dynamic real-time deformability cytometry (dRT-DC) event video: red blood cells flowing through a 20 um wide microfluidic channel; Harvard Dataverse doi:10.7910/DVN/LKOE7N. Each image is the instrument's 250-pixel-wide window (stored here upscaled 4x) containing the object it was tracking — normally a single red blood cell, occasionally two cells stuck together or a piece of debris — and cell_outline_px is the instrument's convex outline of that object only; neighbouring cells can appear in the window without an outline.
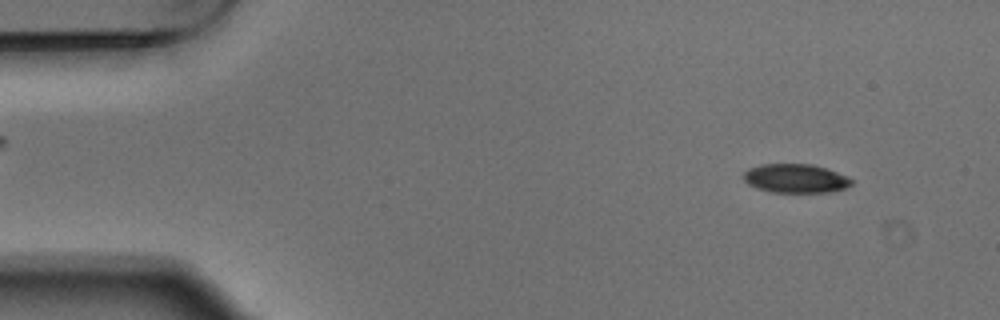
{"species": "Egyptian fruit bat (a non-hibernating species)", "species_latin": "Rousettus aegyptiacus", "temperature_condition": "warm", "stored_images_in_passage": 9, "camera_frame_rate_fps": 3000, "um_per_image_px": 0.085, "animal": {"sex": "male"}, "frame": {"image": 1, "passage_image": 2, "time_ms": 0.333, "image_size_px": [1000, 320], "cell_outline_px": [[852, 184], [844, 188], [828, 192], [768, 192], [756, 188], [748, 184], [744, 180], [744, 172], [748, 168], [760, 164], [812, 164], [848, 176], [852, 180]], "centroid_in_image_um": [67.58, 15.16], "position_along_channel_um": 17.4, "area_um2": 18.15}}
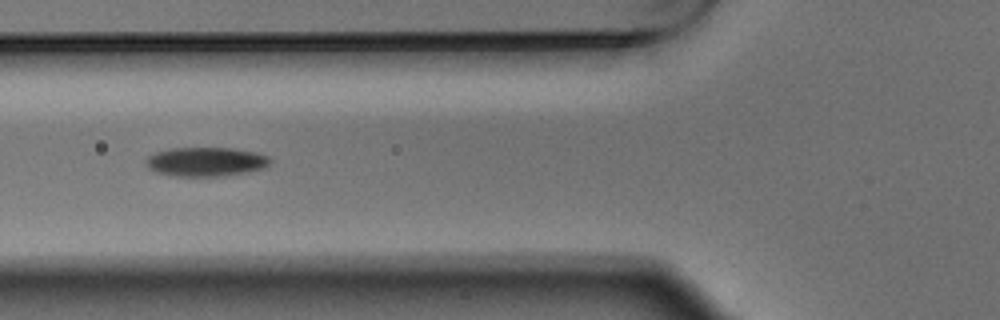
{"frame": {"image": 2, "passage_image": 6, "time_ms": 1.667, "image_size_px": [1000, 320], "cell_outline_px": [[272, 160], [264, 168], [244, 172], [220, 176], [176, 176], [156, 172], [148, 168], [144, 160], [148, 156], [156, 152], [172, 148], [232, 148], [256, 152], [268, 156]], "centroid_in_image_um": [17.48, 13.74], "position_along_channel_um": 108.3, "area_um2": 20.98}}
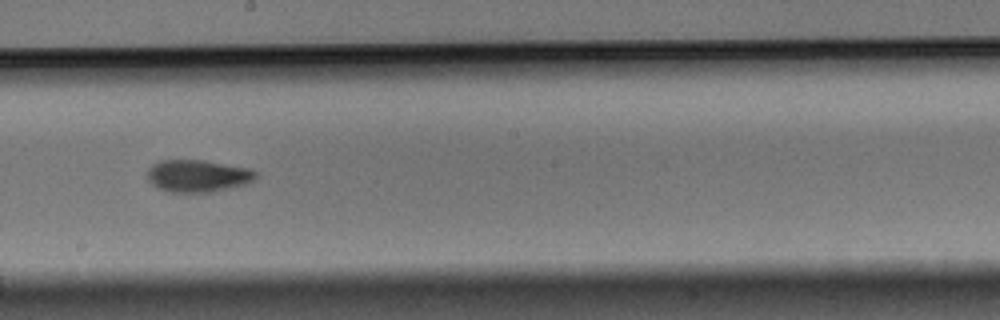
{"frame": {"image": 3, "passage_image": 9, "time_ms": 2.667, "image_size_px": [1000, 320], "cell_outline_px": [[256, 176], [248, 184], [216, 192], [168, 192], [156, 188], [148, 180], [148, 168], [156, 160], [204, 160], [248, 168], [256, 172]], "centroid_in_image_um": [16.78, 14.96], "position_along_channel_um": 231.4, "area_um2": 20.63}}